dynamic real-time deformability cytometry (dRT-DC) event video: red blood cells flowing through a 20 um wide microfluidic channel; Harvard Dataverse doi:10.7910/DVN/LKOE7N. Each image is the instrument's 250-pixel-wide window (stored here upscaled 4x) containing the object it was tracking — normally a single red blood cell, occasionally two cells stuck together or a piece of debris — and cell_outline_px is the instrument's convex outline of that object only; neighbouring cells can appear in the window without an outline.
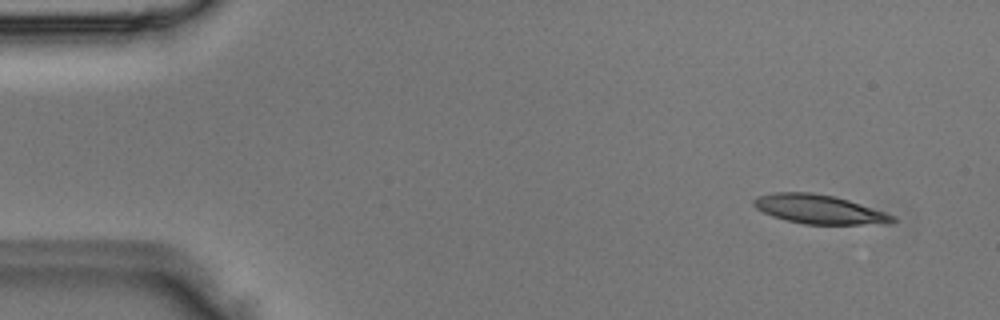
{"species": "Egyptian fruit bat (a non-hibernating species)", "species_latin": "Rousettus aegyptiacus", "temperature_condition": "room temperature", "stored_images_in_passage": 4, "camera_frame_rate_fps": 3000, "um_per_image_px": 0.085, "animal": {"sex": "male"}, "frame": {"image": 1, "passage_image": 1, "time_ms": 0.0, "image_size_px": [1000, 320], "cell_outline_px": [[896, 220], [892, 224], [804, 224], [772, 216], [756, 208], [752, 204], [752, 200], [756, 196], [776, 192], [812, 192], [836, 196], [896, 216]], "centroid_in_image_um": [69.63, 17.78], "position_along_channel_um": 15.4, "area_um2": 23.52}}